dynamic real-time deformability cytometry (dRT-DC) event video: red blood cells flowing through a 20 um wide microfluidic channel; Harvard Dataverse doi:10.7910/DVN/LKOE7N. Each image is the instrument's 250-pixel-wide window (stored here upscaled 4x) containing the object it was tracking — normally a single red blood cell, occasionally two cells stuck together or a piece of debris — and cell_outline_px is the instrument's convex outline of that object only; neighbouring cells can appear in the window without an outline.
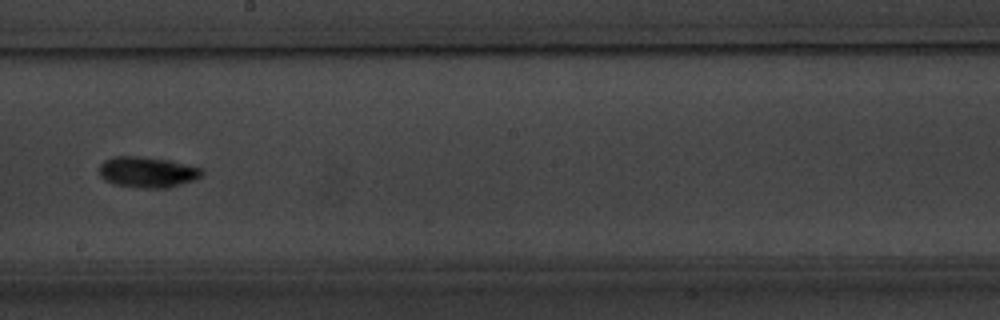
{"species": "common noctule bat (a hibernating species)", "species_latin": "Nyctalus noctula", "temperature_condition": "warm", "stored_images_in_passage": 10, "camera_frame_rate_fps": 3000, "um_per_image_px": 0.085, "animal": {"sex": "male", "body_mass_g": 20.1, "forearm_length_mm": 53.5}, "frame": {"image": 1, "passage_image": 9, "time_ms": 9.667, "image_size_px": [1000, 320], "cell_outline_px": [[204, 172], [196, 180], [164, 188], [136, 188], [112, 184], [104, 180], [100, 176], [100, 164], [104, 160], [112, 156], [140, 156], [164, 160], [204, 168]], "centroid_in_image_um": [12.49, 14.64], "position_along_channel_um": 235.7, "area_um2": 18.5}}